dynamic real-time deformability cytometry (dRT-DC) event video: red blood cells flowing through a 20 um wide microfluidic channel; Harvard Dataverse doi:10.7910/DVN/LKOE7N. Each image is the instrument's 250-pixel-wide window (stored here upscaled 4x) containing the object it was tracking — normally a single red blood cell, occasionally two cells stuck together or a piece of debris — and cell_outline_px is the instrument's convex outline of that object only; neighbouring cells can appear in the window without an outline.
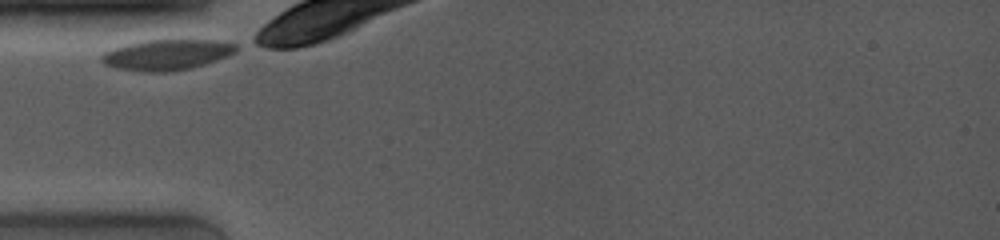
{"species": "common noctule bat (a hibernating species)", "species_latin": "Nyctalus noctula", "temperature_condition": "room temperature", "stored_images_in_passage": 6, "camera_frame_rate_fps": 4000, "um_per_image_px": 0.085, "animal": {"sex": "female", "body_mass_g": 19.0, "forearm_length_mm": 53.3}, "frame": {"image": 1, "passage_image": 1, "time_ms": 0.0, "image_size_px": [1000, 240], "cell_outline_px": [[236, 52], [228, 56], [204, 64], [188, 68], [168, 72], [140, 72], [116, 68], [104, 64], [100, 60], [100, 56], [104, 52], [112, 48], [144, 40], [212, 40], [236, 44]], "centroid_in_image_um": [14.12, 4.66], "position_along_channel_um": 70.9, "area_um2": 23.93}}